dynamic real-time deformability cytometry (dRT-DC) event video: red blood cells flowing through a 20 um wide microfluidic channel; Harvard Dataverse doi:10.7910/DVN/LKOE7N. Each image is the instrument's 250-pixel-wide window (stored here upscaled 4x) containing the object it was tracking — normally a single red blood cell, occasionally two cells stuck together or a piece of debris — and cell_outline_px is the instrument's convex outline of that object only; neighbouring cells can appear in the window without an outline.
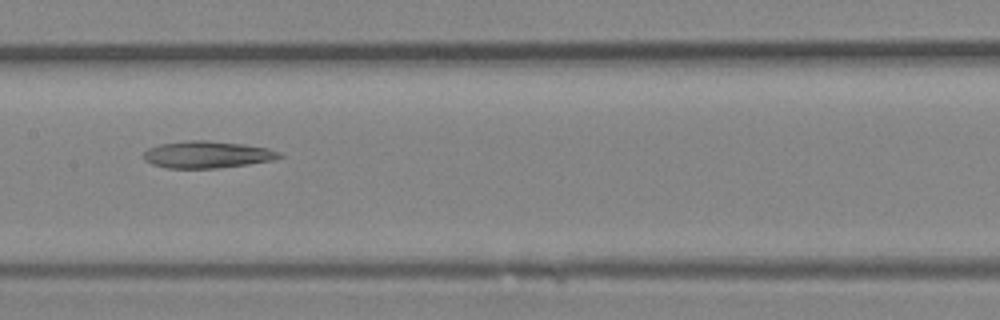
{"species": "Egyptian fruit bat (a non-hibernating species)", "species_latin": "Rousettus aegyptiacus", "temperature_condition": "room temperature", "stored_images_in_passage": 28, "camera_frame_rate_fps": 3000, "um_per_image_px": 0.085, "animal": {"sex": "female"}, "frame": {"image": 1, "passage_image": 16, "time_ms": 5.0, "image_size_px": [1000, 320], "cell_outline_px": [[284, 156], [272, 160], [248, 164], [216, 168], [168, 168], [152, 164], [144, 160], [144, 152], [148, 148], [160, 144], [188, 140], [208, 140], [244, 144], [268, 148], [280, 152]], "centroid_in_image_um": [17.61, 13.13], "position_along_channel_um": 189.8, "area_um2": 21.33}}
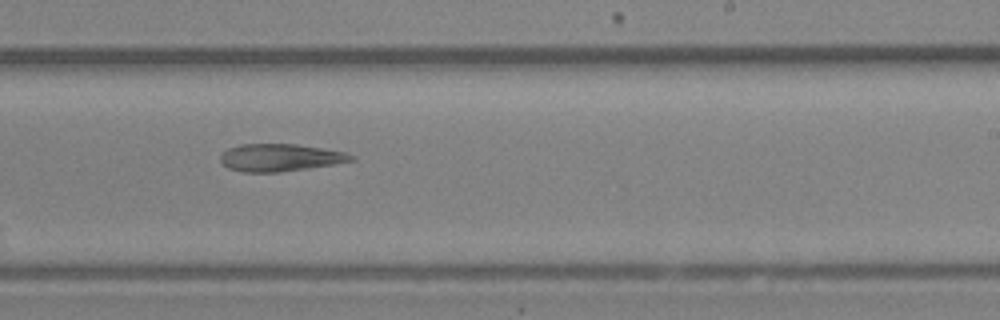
{"frame": {"image": 2, "passage_image": 20, "time_ms": 6.333, "image_size_px": [1000, 320], "cell_outline_px": [[356, 160], [308, 168], [280, 172], [240, 172], [228, 168], [220, 160], [220, 156], [228, 148], [240, 144], [296, 144], [344, 152], [356, 156]], "centroid_in_image_um": [23.79, 13.4], "position_along_channel_um": 265.2, "area_um2": 20.81}}